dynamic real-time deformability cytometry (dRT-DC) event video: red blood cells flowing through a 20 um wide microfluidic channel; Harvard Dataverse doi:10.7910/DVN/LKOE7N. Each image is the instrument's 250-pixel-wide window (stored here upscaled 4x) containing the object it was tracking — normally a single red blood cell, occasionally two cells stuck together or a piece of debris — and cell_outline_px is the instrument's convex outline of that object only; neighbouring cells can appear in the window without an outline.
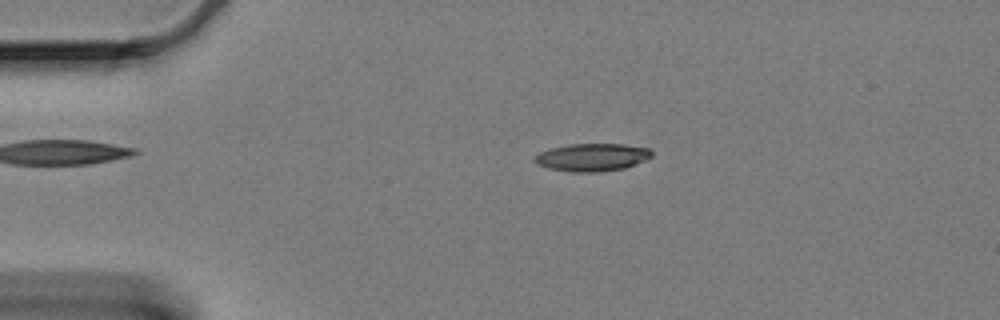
{"species": "Egyptian fruit bat (a non-hibernating species)", "species_latin": "Rousettus aegyptiacus", "temperature_condition": "cold", "stored_images_in_passage": 60, "camera_frame_rate_fps": 3000, "um_per_image_px": 0.085, "animal": {"sex": "female"}, "frame": {"image": 1, "passage_image": 12, "time_ms": 3.667, "image_size_px": [1000, 320], "cell_outline_px": [[652, 156], [644, 160], [624, 168], [596, 172], [572, 172], [548, 168], [536, 164], [532, 160], [540, 152], [548, 148], [568, 144], [624, 144], [648, 148], [652, 152]], "centroid_in_image_um": [50.28, 13.36], "position_along_channel_um": 34.7, "area_um2": 18.9}}
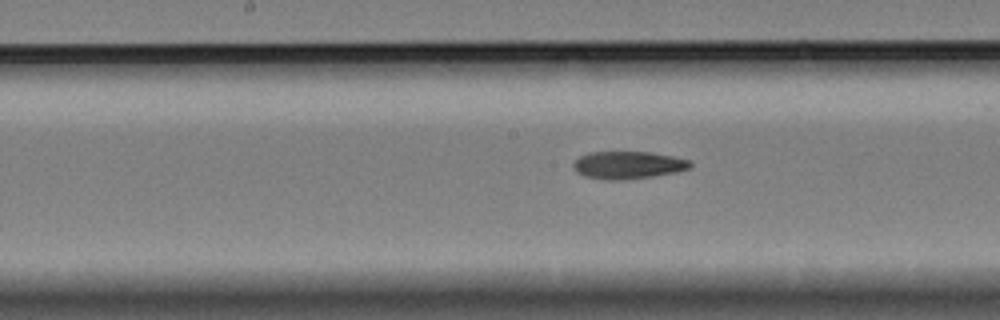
{"frame": {"image": 2, "passage_image": 30, "time_ms": 9.667, "image_size_px": [1000, 320], "cell_outline_px": [[692, 168], [676, 172], [652, 176], [624, 180], [604, 180], [584, 176], [576, 172], [572, 164], [580, 156], [588, 152], [648, 152], [672, 156], [692, 160]], "centroid_in_image_um": [53.39, 14.03], "position_along_channel_um": 194.8, "area_um2": 18.9}}
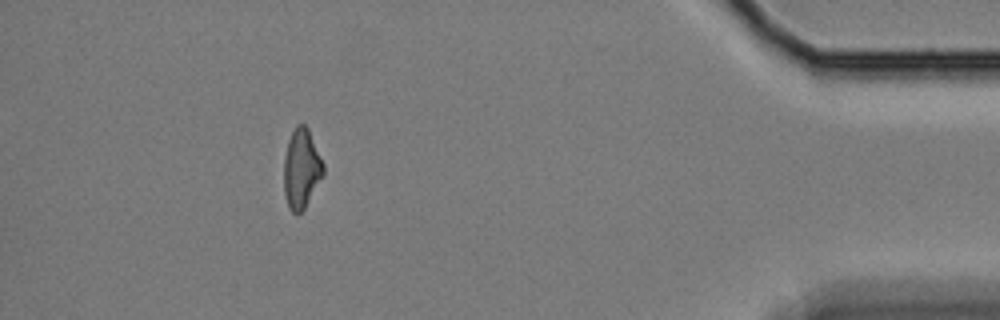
{"frame": {"image": 3, "passage_image": 54, "time_ms": 17.667, "image_size_px": [1000, 320], "cell_outline_px": [[324, 176], [304, 208], [296, 216], [288, 208], [284, 192], [284, 156], [288, 140], [296, 124], [304, 124], [308, 128], [324, 164]], "centroid_in_image_um": [25.62, 14.35], "position_along_channel_um": 409.6, "area_um2": 18.44}, "authors_computed_cell_mechanics": {"area_um2": 18.6983, "velocity_mm_per_s": 3.3267, "shape_relaxation_time_tau1_ms": 9.7034, "shape_relaxation_time_tau2_ms": 6.4051, "deformation_change_tau1": 0.2172, "deformation_change_tau2": 0.1566}}